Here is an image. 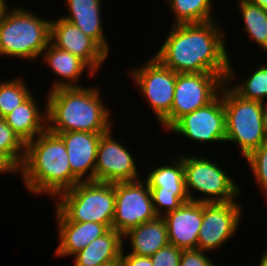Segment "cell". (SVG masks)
I'll return each instance as SVG.
<instances>
[{"label":"cell","instance_id":"4316f807","mask_svg":"<svg viewBox=\"0 0 267 266\" xmlns=\"http://www.w3.org/2000/svg\"><path fill=\"white\" fill-rule=\"evenodd\" d=\"M243 83L236 82L231 88L242 98L267 104V63L260 65Z\"/></svg>","mask_w":267,"mask_h":266},{"label":"cell","instance_id":"3957f363","mask_svg":"<svg viewBox=\"0 0 267 266\" xmlns=\"http://www.w3.org/2000/svg\"><path fill=\"white\" fill-rule=\"evenodd\" d=\"M98 87H63L47 94V129L52 133L113 130L111 112ZM110 118V119H109Z\"/></svg>","mask_w":267,"mask_h":266},{"label":"cell","instance_id":"d6a6232c","mask_svg":"<svg viewBox=\"0 0 267 266\" xmlns=\"http://www.w3.org/2000/svg\"><path fill=\"white\" fill-rule=\"evenodd\" d=\"M20 172V167L2 150H0V174Z\"/></svg>","mask_w":267,"mask_h":266},{"label":"cell","instance_id":"6da1fadb","mask_svg":"<svg viewBox=\"0 0 267 266\" xmlns=\"http://www.w3.org/2000/svg\"><path fill=\"white\" fill-rule=\"evenodd\" d=\"M215 22L173 24L153 57L176 73L220 74L231 85L238 77L228 57L225 33Z\"/></svg>","mask_w":267,"mask_h":266},{"label":"cell","instance_id":"4fadbf2b","mask_svg":"<svg viewBox=\"0 0 267 266\" xmlns=\"http://www.w3.org/2000/svg\"><path fill=\"white\" fill-rule=\"evenodd\" d=\"M241 205L235 200L223 203H203V218L197 249L218 250L236 234L242 216Z\"/></svg>","mask_w":267,"mask_h":266},{"label":"cell","instance_id":"d6986e66","mask_svg":"<svg viewBox=\"0 0 267 266\" xmlns=\"http://www.w3.org/2000/svg\"><path fill=\"white\" fill-rule=\"evenodd\" d=\"M102 0H65L68 16H60L92 38L108 55L109 45L104 36L101 20Z\"/></svg>","mask_w":267,"mask_h":266},{"label":"cell","instance_id":"8992f818","mask_svg":"<svg viewBox=\"0 0 267 266\" xmlns=\"http://www.w3.org/2000/svg\"><path fill=\"white\" fill-rule=\"evenodd\" d=\"M57 209L71 222H96L112 228L115 211V183L80 181L59 194Z\"/></svg>","mask_w":267,"mask_h":266},{"label":"cell","instance_id":"4dcf8cb0","mask_svg":"<svg viewBox=\"0 0 267 266\" xmlns=\"http://www.w3.org/2000/svg\"><path fill=\"white\" fill-rule=\"evenodd\" d=\"M213 263L205 251L198 249L182 251L180 266H216Z\"/></svg>","mask_w":267,"mask_h":266},{"label":"cell","instance_id":"484cf974","mask_svg":"<svg viewBox=\"0 0 267 266\" xmlns=\"http://www.w3.org/2000/svg\"><path fill=\"white\" fill-rule=\"evenodd\" d=\"M23 78L0 81V117L4 118L32 93Z\"/></svg>","mask_w":267,"mask_h":266},{"label":"cell","instance_id":"83f0119b","mask_svg":"<svg viewBox=\"0 0 267 266\" xmlns=\"http://www.w3.org/2000/svg\"><path fill=\"white\" fill-rule=\"evenodd\" d=\"M26 144L6 123L0 118V150L4 151L19 167L25 157Z\"/></svg>","mask_w":267,"mask_h":266},{"label":"cell","instance_id":"e0dca14e","mask_svg":"<svg viewBox=\"0 0 267 266\" xmlns=\"http://www.w3.org/2000/svg\"><path fill=\"white\" fill-rule=\"evenodd\" d=\"M55 134L65 143L72 173L80 181H94L97 148L104 133L71 131Z\"/></svg>","mask_w":267,"mask_h":266},{"label":"cell","instance_id":"8d00e7d4","mask_svg":"<svg viewBox=\"0 0 267 266\" xmlns=\"http://www.w3.org/2000/svg\"><path fill=\"white\" fill-rule=\"evenodd\" d=\"M98 266H122L121 261H112Z\"/></svg>","mask_w":267,"mask_h":266},{"label":"cell","instance_id":"30bf717a","mask_svg":"<svg viewBox=\"0 0 267 266\" xmlns=\"http://www.w3.org/2000/svg\"><path fill=\"white\" fill-rule=\"evenodd\" d=\"M130 72L160 123L171 111L177 73L153 56Z\"/></svg>","mask_w":267,"mask_h":266},{"label":"cell","instance_id":"5bb4252c","mask_svg":"<svg viewBox=\"0 0 267 266\" xmlns=\"http://www.w3.org/2000/svg\"><path fill=\"white\" fill-rule=\"evenodd\" d=\"M111 131L101 135L97 148L94 181L115 183L142 179L134 156L124 144L113 138Z\"/></svg>","mask_w":267,"mask_h":266},{"label":"cell","instance_id":"f1b7e54d","mask_svg":"<svg viewBox=\"0 0 267 266\" xmlns=\"http://www.w3.org/2000/svg\"><path fill=\"white\" fill-rule=\"evenodd\" d=\"M245 160L267 200V140L250 153Z\"/></svg>","mask_w":267,"mask_h":266},{"label":"cell","instance_id":"ba28073f","mask_svg":"<svg viewBox=\"0 0 267 266\" xmlns=\"http://www.w3.org/2000/svg\"><path fill=\"white\" fill-rule=\"evenodd\" d=\"M226 80L213 73H177L170 113L159 123L166 131L183 115L212 102Z\"/></svg>","mask_w":267,"mask_h":266},{"label":"cell","instance_id":"5b68a950","mask_svg":"<svg viewBox=\"0 0 267 266\" xmlns=\"http://www.w3.org/2000/svg\"><path fill=\"white\" fill-rule=\"evenodd\" d=\"M50 24L20 6L7 10L0 19V56L37 60L50 42Z\"/></svg>","mask_w":267,"mask_h":266},{"label":"cell","instance_id":"cb8c5ba5","mask_svg":"<svg viewBox=\"0 0 267 266\" xmlns=\"http://www.w3.org/2000/svg\"><path fill=\"white\" fill-rule=\"evenodd\" d=\"M241 18L244 22L243 30L253 42L267 52V11L248 0H238ZM267 54V53H266Z\"/></svg>","mask_w":267,"mask_h":266},{"label":"cell","instance_id":"ac0fdd59","mask_svg":"<svg viewBox=\"0 0 267 266\" xmlns=\"http://www.w3.org/2000/svg\"><path fill=\"white\" fill-rule=\"evenodd\" d=\"M55 215L60 243L55 249L57 257L74 256L109 230L106 225L96 222L68 221L57 209Z\"/></svg>","mask_w":267,"mask_h":266},{"label":"cell","instance_id":"2e32d148","mask_svg":"<svg viewBox=\"0 0 267 266\" xmlns=\"http://www.w3.org/2000/svg\"><path fill=\"white\" fill-rule=\"evenodd\" d=\"M203 218V203L189 201L163 215L169 244L181 250L197 249L198 234Z\"/></svg>","mask_w":267,"mask_h":266},{"label":"cell","instance_id":"8fae6325","mask_svg":"<svg viewBox=\"0 0 267 266\" xmlns=\"http://www.w3.org/2000/svg\"><path fill=\"white\" fill-rule=\"evenodd\" d=\"M170 164L156 166L146 178L155 213L160 217L190 201L185 188L183 154Z\"/></svg>","mask_w":267,"mask_h":266},{"label":"cell","instance_id":"44dd1931","mask_svg":"<svg viewBox=\"0 0 267 266\" xmlns=\"http://www.w3.org/2000/svg\"><path fill=\"white\" fill-rule=\"evenodd\" d=\"M33 93L11 113L4 117L6 123L26 144L47 129V105L40 111Z\"/></svg>","mask_w":267,"mask_h":266},{"label":"cell","instance_id":"7402d4cb","mask_svg":"<svg viewBox=\"0 0 267 266\" xmlns=\"http://www.w3.org/2000/svg\"><path fill=\"white\" fill-rule=\"evenodd\" d=\"M123 238L124 241L125 238L130 239L131 251L128 253L138 256L151 257L169 244L167 226L160 216L130 229Z\"/></svg>","mask_w":267,"mask_h":266},{"label":"cell","instance_id":"d590c367","mask_svg":"<svg viewBox=\"0 0 267 266\" xmlns=\"http://www.w3.org/2000/svg\"><path fill=\"white\" fill-rule=\"evenodd\" d=\"M258 266H267V249H266V251L262 254Z\"/></svg>","mask_w":267,"mask_h":266},{"label":"cell","instance_id":"603a6c76","mask_svg":"<svg viewBox=\"0 0 267 266\" xmlns=\"http://www.w3.org/2000/svg\"><path fill=\"white\" fill-rule=\"evenodd\" d=\"M123 239L122 234L110 228L74 255V266H98L112 261H121Z\"/></svg>","mask_w":267,"mask_h":266},{"label":"cell","instance_id":"ffe728a7","mask_svg":"<svg viewBox=\"0 0 267 266\" xmlns=\"http://www.w3.org/2000/svg\"><path fill=\"white\" fill-rule=\"evenodd\" d=\"M41 59L51 68L55 75L57 74L61 78V80L58 78L53 80L55 82L50 90L63 87H81L77 82H79V78L84 74L85 70L89 72V77L95 75L83 60L69 51L54 46L51 42L41 54Z\"/></svg>","mask_w":267,"mask_h":266},{"label":"cell","instance_id":"d4e9b609","mask_svg":"<svg viewBox=\"0 0 267 266\" xmlns=\"http://www.w3.org/2000/svg\"><path fill=\"white\" fill-rule=\"evenodd\" d=\"M167 2L174 13V25L214 20L212 0H167Z\"/></svg>","mask_w":267,"mask_h":266},{"label":"cell","instance_id":"836d02e7","mask_svg":"<svg viewBox=\"0 0 267 266\" xmlns=\"http://www.w3.org/2000/svg\"><path fill=\"white\" fill-rule=\"evenodd\" d=\"M9 10V6L6 0H0V19L6 14Z\"/></svg>","mask_w":267,"mask_h":266},{"label":"cell","instance_id":"9a60e30c","mask_svg":"<svg viewBox=\"0 0 267 266\" xmlns=\"http://www.w3.org/2000/svg\"><path fill=\"white\" fill-rule=\"evenodd\" d=\"M50 42L83 60L94 73L107 60V53L80 28L62 17L51 20Z\"/></svg>","mask_w":267,"mask_h":266},{"label":"cell","instance_id":"277c9868","mask_svg":"<svg viewBox=\"0 0 267 266\" xmlns=\"http://www.w3.org/2000/svg\"><path fill=\"white\" fill-rule=\"evenodd\" d=\"M225 142L237 144L246 158L267 140V104L242 98L225 82Z\"/></svg>","mask_w":267,"mask_h":266},{"label":"cell","instance_id":"1f68e13d","mask_svg":"<svg viewBox=\"0 0 267 266\" xmlns=\"http://www.w3.org/2000/svg\"><path fill=\"white\" fill-rule=\"evenodd\" d=\"M124 248L121 254L122 266H153L151 258L146 256H138L132 253H124ZM125 254V255H124Z\"/></svg>","mask_w":267,"mask_h":266},{"label":"cell","instance_id":"7a4b0ae2","mask_svg":"<svg viewBox=\"0 0 267 266\" xmlns=\"http://www.w3.org/2000/svg\"><path fill=\"white\" fill-rule=\"evenodd\" d=\"M19 173L26 190L49 198H56L80 182L71 171L65 143L48 129L26 143Z\"/></svg>","mask_w":267,"mask_h":266},{"label":"cell","instance_id":"7c38bea8","mask_svg":"<svg viewBox=\"0 0 267 266\" xmlns=\"http://www.w3.org/2000/svg\"><path fill=\"white\" fill-rule=\"evenodd\" d=\"M195 142H225L226 122L223 86L220 94L208 105L180 117L169 129Z\"/></svg>","mask_w":267,"mask_h":266},{"label":"cell","instance_id":"52a82bcc","mask_svg":"<svg viewBox=\"0 0 267 266\" xmlns=\"http://www.w3.org/2000/svg\"><path fill=\"white\" fill-rule=\"evenodd\" d=\"M183 154L185 188L188 198L199 203H223L235 201L241 195V189L222 168L210 158L200 155ZM204 194L193 197L192 190Z\"/></svg>","mask_w":267,"mask_h":266},{"label":"cell","instance_id":"9c48e42d","mask_svg":"<svg viewBox=\"0 0 267 266\" xmlns=\"http://www.w3.org/2000/svg\"><path fill=\"white\" fill-rule=\"evenodd\" d=\"M142 179L115 182V211L112 228L124 235L130 229L153 220L155 213L150 188Z\"/></svg>","mask_w":267,"mask_h":266},{"label":"cell","instance_id":"f546056e","mask_svg":"<svg viewBox=\"0 0 267 266\" xmlns=\"http://www.w3.org/2000/svg\"><path fill=\"white\" fill-rule=\"evenodd\" d=\"M181 249L172 244L159 249L150 258L153 266H180Z\"/></svg>","mask_w":267,"mask_h":266},{"label":"cell","instance_id":"e575fe53","mask_svg":"<svg viewBox=\"0 0 267 266\" xmlns=\"http://www.w3.org/2000/svg\"><path fill=\"white\" fill-rule=\"evenodd\" d=\"M248 1L254 5H258L259 7L267 11V0H248Z\"/></svg>","mask_w":267,"mask_h":266}]
</instances>
